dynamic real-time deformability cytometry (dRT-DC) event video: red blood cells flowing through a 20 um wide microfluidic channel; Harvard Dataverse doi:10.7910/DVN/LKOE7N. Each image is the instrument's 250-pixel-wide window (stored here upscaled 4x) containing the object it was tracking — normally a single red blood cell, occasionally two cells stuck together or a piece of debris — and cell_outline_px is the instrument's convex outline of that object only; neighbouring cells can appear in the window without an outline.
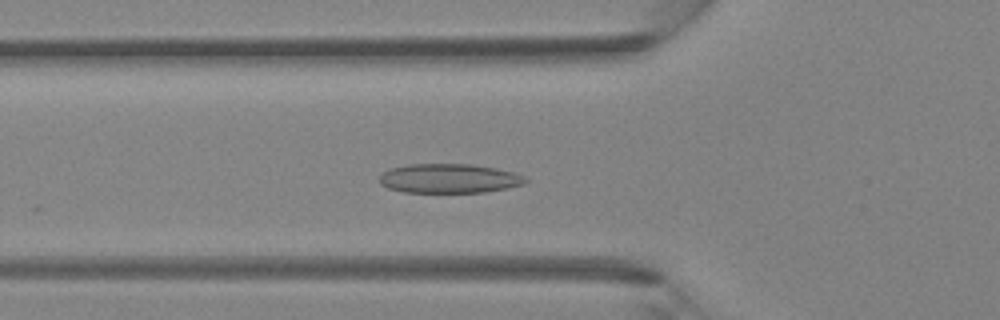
{"species": "Egyptian fruit bat (a non-hibernating species)", "species_latin": "Rousettus aegyptiacus", "temperature_condition": "room temperature", "stored_images_in_passage": 46, "camera_frame_rate_fps": 3000, "um_per_image_px": 0.085, "animal": {"sex": "female"}, "frame": {"image": 1, "passage_image": 16, "time_ms": 5.0, "image_size_px": [1000, 320], "cell_outline_px": [[528, 180], [524, 184], [508, 188], [484, 192], [404, 192], [388, 188], [380, 184], [380, 176], [388, 168], [408, 164], [472, 164], [496, 168], [512, 172], [524, 176]], "centroid_in_image_um": [38.17, 15.16], "position_along_channel_um": 87.6, "area_um2": 24.97}}
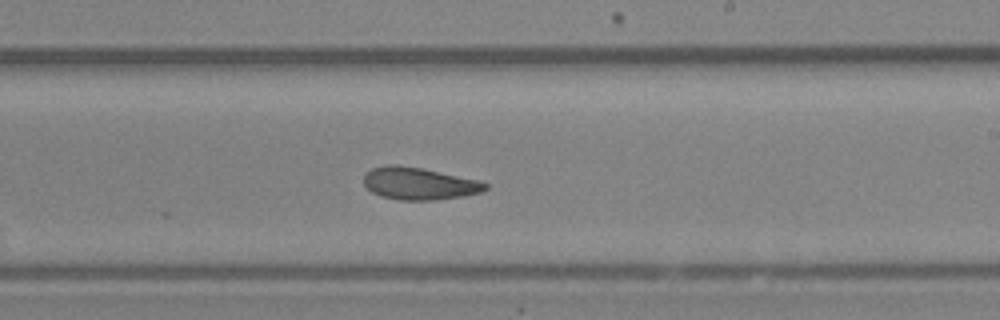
{"frame": {"image": 2, "passage_image": 27, "time_ms": 8.667, "image_size_px": [1000, 320], "cell_outline_px": [[488, 188], [480, 192], [464, 196], [432, 200], [400, 200], [380, 196], [372, 192], [364, 184], [364, 176], [372, 168], [384, 164], [396, 164], [424, 168], [480, 180], [488, 184]], "centroid_in_image_um": [35.63, 15.59], "position_along_channel_um": 253.4, "area_um2": 23.06}}
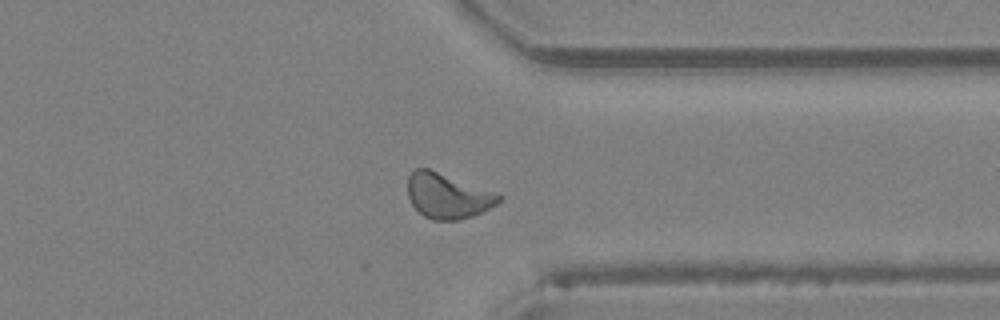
{"frame": {"image": 3, "passage_image": 35, "time_ms": 11.333, "image_size_px": [1000, 320], "cell_outline_px": [[504, 196], [496, 204], [472, 216], [456, 220], [432, 220], [424, 216], [412, 204], [408, 196], [408, 176], [416, 168], [428, 168], [496, 192]], "centroid_in_image_um": [38.04, 16.64], "position_along_channel_um": 373.4, "area_um2": 23.76}}